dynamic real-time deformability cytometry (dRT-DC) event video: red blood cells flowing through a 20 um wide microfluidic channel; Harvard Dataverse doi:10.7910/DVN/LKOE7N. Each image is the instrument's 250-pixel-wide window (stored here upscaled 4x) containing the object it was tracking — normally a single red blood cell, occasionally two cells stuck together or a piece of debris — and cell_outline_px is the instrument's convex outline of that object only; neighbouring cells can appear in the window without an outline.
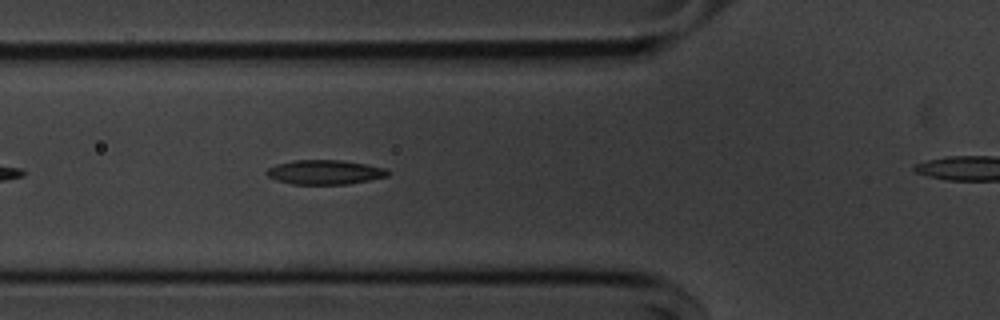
{"species": "common noctule bat (a hibernating species)", "species_latin": "Nyctalus noctula", "temperature_condition": "cold", "stored_images_in_passage": 33, "segment_of_instrument_passage": [1, 2], "camera_frame_rate_fps": 3000, "um_per_image_px": 0.085, "animal": {"sex": "male", "body_mass_g": 20.1, "forearm_length_mm": 53.5}, "frame": {"image": 1, "passage_image": 7, "time_ms": 2.0, "image_size_px": [1000, 320], "cell_outline_px": [[388, 176], [348, 184], [292, 184], [276, 180], [268, 176], [264, 172], [268, 168], [276, 164], [296, 160], [340, 160], [364, 164], [384, 168], [388, 172]], "centroid_in_image_um": [27.55, 14.64], "position_along_channel_um": 98.2, "area_um2": 17.05}}
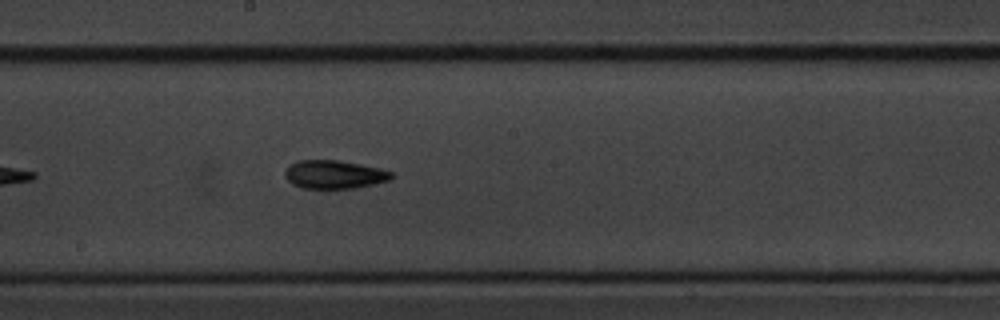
{"frame": {"image": 2, "passage_image": 17, "time_ms": 5.333, "image_size_px": [1000, 320], "cell_outline_px": [[392, 176], [388, 180], [372, 184], [352, 188], [304, 188], [292, 184], [284, 176], [284, 172], [288, 164], [296, 160], [340, 160], [360, 164], [392, 172]], "centroid_in_image_um": [28.32, 14.81], "position_along_channel_um": 219.9, "area_um2": 17.46}}
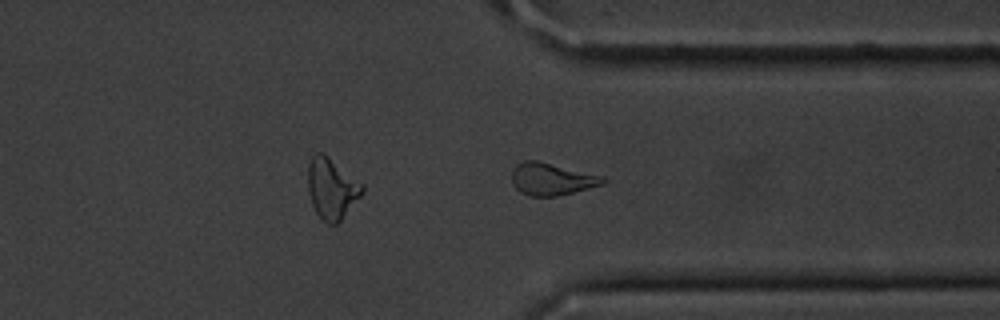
{"frame": {"image": 3, "passage_image": 29, "time_ms": 9.333, "image_size_px": [1000, 320], "cell_outline_px": [[608, 180], [604, 184], [556, 196], [528, 196], [520, 192], [512, 184], [512, 168], [516, 164], [524, 160], [536, 160], [604, 176]], "centroid_in_image_um": [46.87, 15.21], "position_along_channel_um": 364.5, "area_um2": 17.17}}